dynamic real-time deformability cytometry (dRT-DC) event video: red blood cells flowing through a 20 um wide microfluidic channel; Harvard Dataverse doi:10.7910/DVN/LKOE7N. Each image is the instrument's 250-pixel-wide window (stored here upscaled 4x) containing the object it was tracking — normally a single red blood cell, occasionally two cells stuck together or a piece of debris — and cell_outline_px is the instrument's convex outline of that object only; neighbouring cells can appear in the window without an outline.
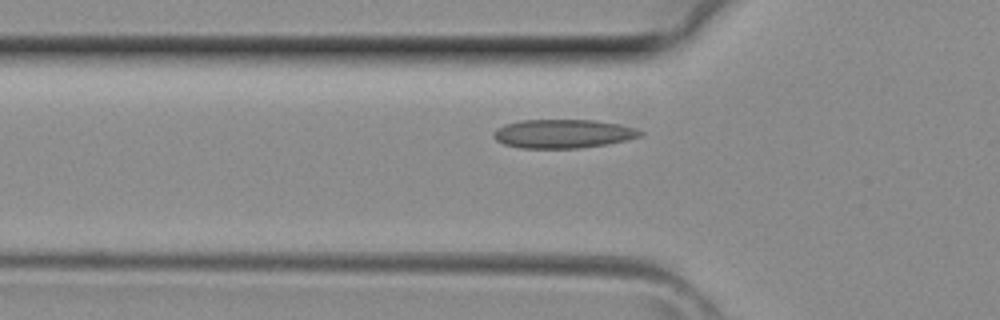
{"species": "common noctule bat (a hibernating species)", "species_latin": "Nyctalus noctula", "temperature_condition": "room temperature", "stored_images_in_passage": 29, "camera_frame_rate_fps": 3000, "um_per_image_px": 0.085, "animal": {"sex": "female", "body_mass_g": 29.2, "forearm_length_mm": 56.3}, "frame": {"image": 1, "passage_image": 2, "time_ms": 0.333, "image_size_px": [1000, 320], "cell_outline_px": [[644, 132], [640, 136], [628, 140], [608, 144], [576, 148], [520, 148], [504, 144], [496, 140], [492, 136], [492, 132], [496, 128], [504, 124], [520, 120], [596, 120], [620, 124], [636, 128]], "centroid_in_image_um": [47.84, 11.36], "position_along_channel_um": 78.0, "area_um2": 24.8}}
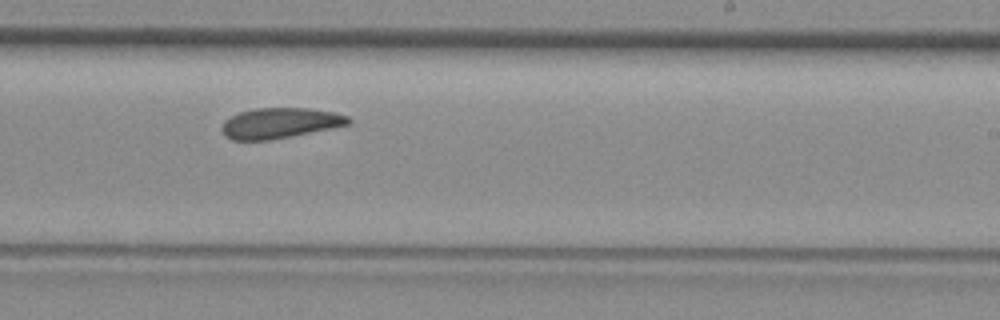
{"frame": {"image": 2, "passage_image": 13, "time_ms": 4.0, "image_size_px": [1000, 320], "cell_outline_px": [[352, 124], [292, 136], [268, 140], [232, 140], [224, 136], [220, 128], [224, 120], [240, 112], [256, 108], [308, 108], [332, 112], [348, 116], [352, 120]], "centroid_in_image_um": [23.79, 10.47], "position_along_channel_um": 265.2, "area_um2": 22.54}}
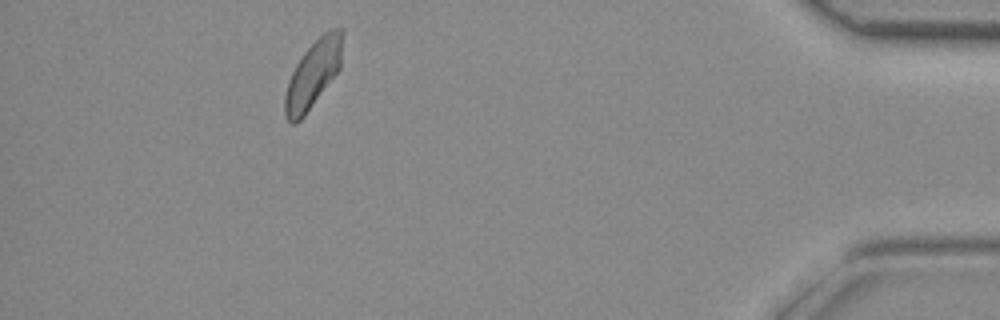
{"frame": {"image": 3, "passage_image": 25, "time_ms": 8.0, "image_size_px": [1000, 320], "cell_outline_px": [[344, 32], [340, 68], [304, 116], [296, 124], [292, 124], [288, 120], [284, 112], [284, 96], [288, 80], [296, 64], [304, 52], [324, 32], [332, 28], [344, 28]], "centroid_in_image_um": [26.61, 6.28], "position_along_channel_um": 408.6, "area_um2": 22.48}}